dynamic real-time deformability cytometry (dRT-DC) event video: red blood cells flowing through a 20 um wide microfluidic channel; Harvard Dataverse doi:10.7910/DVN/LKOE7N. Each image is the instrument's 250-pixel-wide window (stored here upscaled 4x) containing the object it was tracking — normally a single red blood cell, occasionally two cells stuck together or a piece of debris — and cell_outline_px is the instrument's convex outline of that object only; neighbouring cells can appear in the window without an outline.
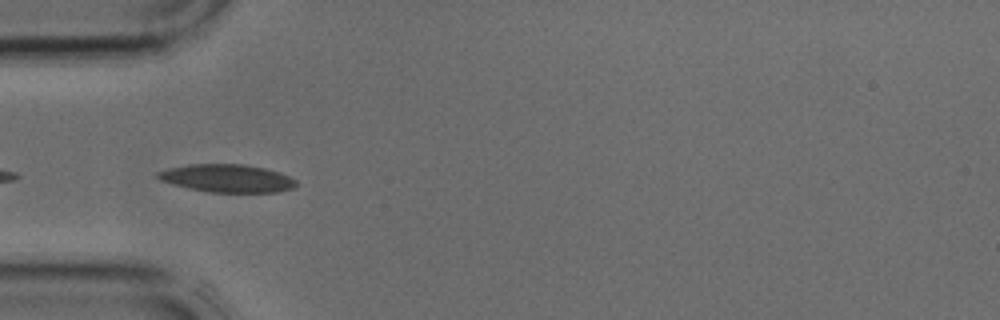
{"species": "common noctule bat (a hibernating species)", "species_latin": "Nyctalus noctula", "temperature_condition": "cold", "stored_images_in_passage": 3, "camera_frame_rate_fps": 3000, "um_per_image_px": 0.085, "animal": {"sex": "male", "body_mass_g": 17.9, "forearm_length_mm": 54.2}, "frame": {"image": 1, "passage_image": 3, "time_ms": 0.667, "image_size_px": [1000, 320], "cell_outline_px": [[296, 184], [292, 188], [280, 192], [212, 192], [188, 188], [172, 184], [160, 180], [156, 176], [156, 172], [168, 168], [188, 164], [244, 164], [264, 168], [280, 172], [296, 180]], "centroid_in_image_um": [19.29, 15.15], "position_along_channel_um": 65.7, "area_um2": 22.48}}